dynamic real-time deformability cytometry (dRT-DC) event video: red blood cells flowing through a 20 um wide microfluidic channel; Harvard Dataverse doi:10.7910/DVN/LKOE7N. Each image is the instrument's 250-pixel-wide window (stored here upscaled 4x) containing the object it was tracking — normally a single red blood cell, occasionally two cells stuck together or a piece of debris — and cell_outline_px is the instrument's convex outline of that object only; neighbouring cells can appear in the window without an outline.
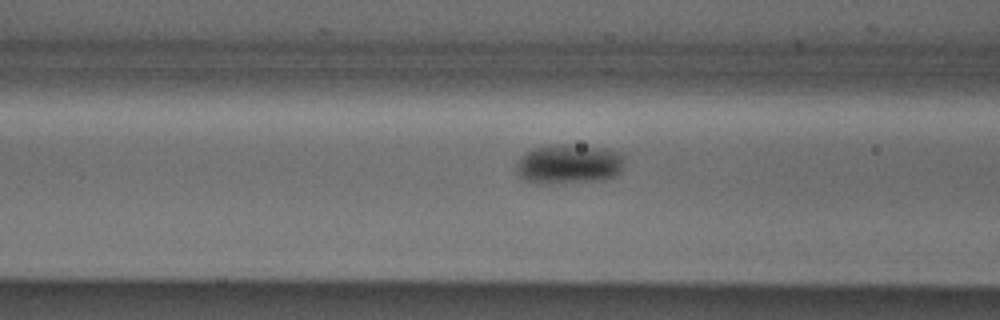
{"species": "Egyptian fruit bat (a non-hibernating species)", "species_latin": "Rousettus aegyptiacus", "temperature_condition": "cold", "stored_images_in_passage": 31, "camera_frame_rate_fps": 3000, "um_per_image_px": 0.085, "animal": {"sex": "male"}, "frame": {"image": 1, "passage_image": 4, "time_ms": 1.0, "image_size_px": [1000, 320], "cell_outline_px": [[624, 168], [616, 176], [604, 180], [552, 184], [536, 184], [524, 180], [516, 172], [516, 164], [520, 156], [524, 152], [532, 148], [548, 144], [568, 144], [604, 148], [620, 152], [624, 156]], "centroid_in_image_um": [48.34, 13.95], "position_along_channel_um": 118.3, "area_um2": 25.78}}
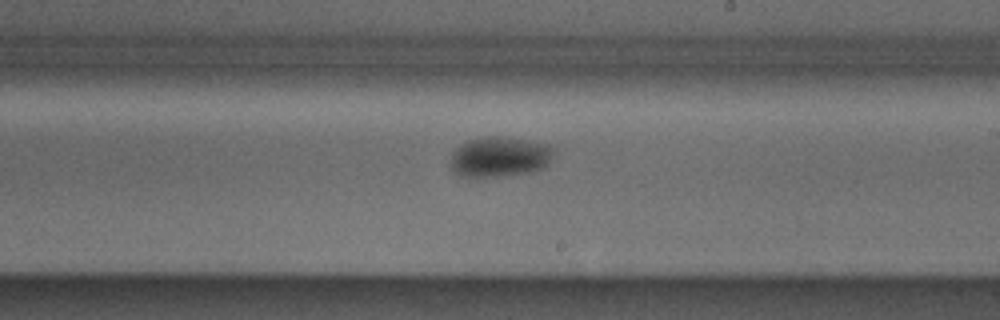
{"frame": {"image": 2, "passage_image": 14, "time_ms": 4.333, "image_size_px": [1000, 320], "cell_outline_px": [[552, 156], [548, 164], [544, 168], [532, 172], [504, 176], [460, 176], [448, 164], [452, 152], [456, 148], [468, 140], [484, 136], [496, 136], [524, 140], [548, 144], [552, 148]], "centroid_in_image_um": [42.44, 13.33], "position_along_channel_um": 246.6, "area_um2": 24.16}}
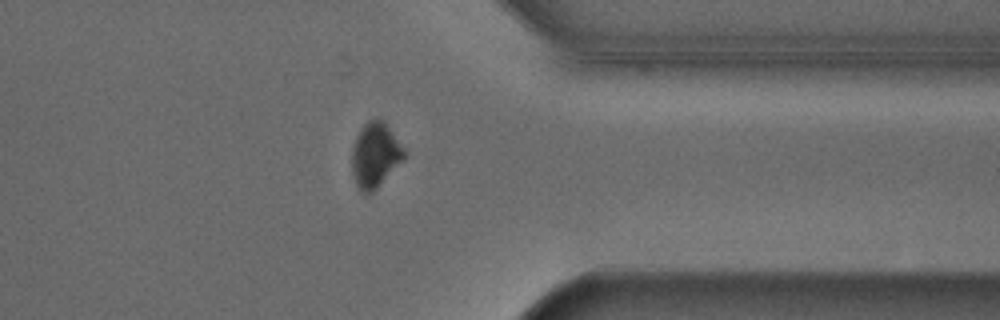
{"frame": {"image": 3, "passage_image": 25, "time_ms": 8.0, "image_size_px": [1000, 320], "cell_outline_px": [[404, 160], [372, 192], [364, 196], [360, 192], [352, 176], [352, 148], [356, 136], [360, 128], [368, 120], [384, 120], [404, 148]], "centroid_in_image_um": [31.87, 13.2], "position_along_channel_um": 379.5, "area_um2": 19.83}}